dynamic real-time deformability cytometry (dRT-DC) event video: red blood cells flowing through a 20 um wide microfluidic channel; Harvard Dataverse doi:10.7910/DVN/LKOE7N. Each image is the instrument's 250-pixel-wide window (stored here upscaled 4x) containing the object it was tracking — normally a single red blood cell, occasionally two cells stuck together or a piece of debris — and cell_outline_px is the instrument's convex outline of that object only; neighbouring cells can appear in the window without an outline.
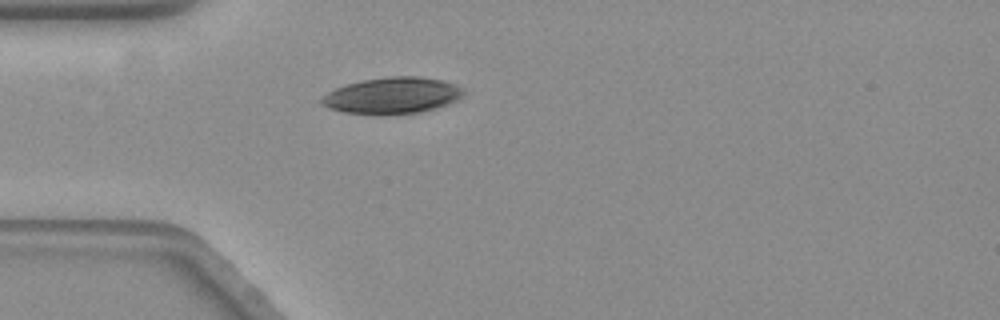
{"species": "common noctule bat (a hibernating species)", "species_latin": "Nyctalus noctula", "temperature_condition": "warm", "stored_images_in_passage": 31, "camera_frame_rate_fps": 3000, "um_per_image_px": 0.085, "animal": {"sex": "female", "body_mass_g": 19.3, "forearm_length_mm": 54.1}, "frame": {"image": 1, "passage_image": 1, "time_ms": 0.0, "image_size_px": [1000, 320], "cell_outline_px": [[464, 92], [456, 100], [448, 104], [436, 108], [416, 112], [344, 112], [328, 108], [320, 104], [320, 100], [328, 92], [336, 88], [360, 80], [388, 76], [420, 76], [444, 80], [464, 88]], "centroid_in_image_um": [33.36, 8.07], "position_along_channel_um": 51.6, "area_um2": 29.3}}
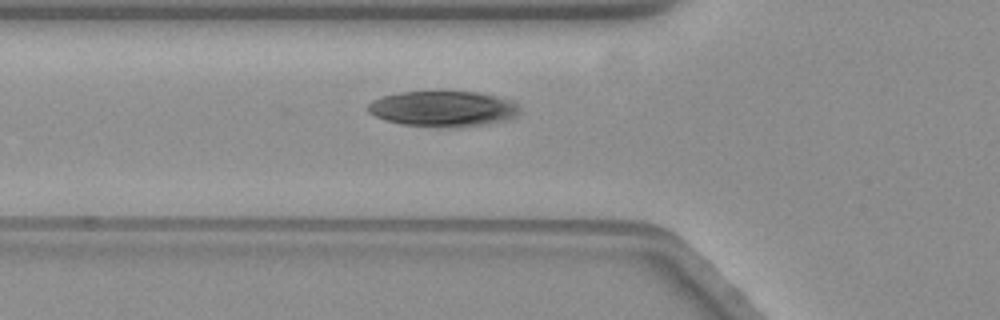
{"frame": {"image": 2, "passage_image": 5, "time_ms": 1.333, "image_size_px": [1000, 320], "cell_outline_px": [[520, 112], [504, 120], [456, 128], [440, 128], [400, 124], [376, 116], [368, 112], [368, 104], [372, 100], [396, 92], [480, 92], [512, 100], [520, 108]], "centroid_in_image_um": [37.64, 9.25], "position_along_channel_um": 88.2, "area_um2": 31.39}}
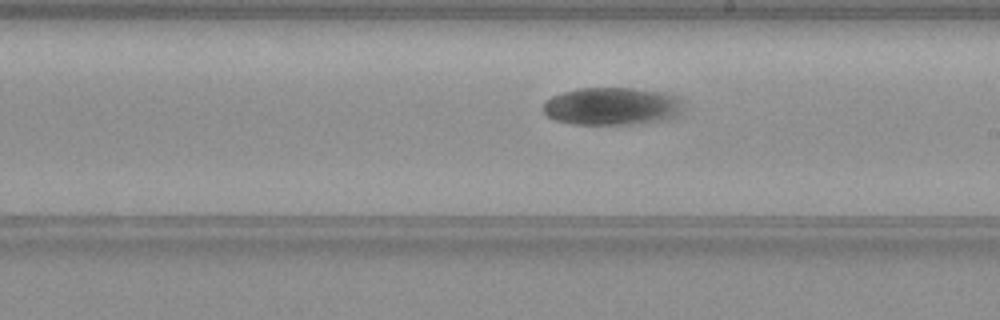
{"frame": {"image": 3, "passage_image": 18, "time_ms": 5.667, "image_size_px": [1000, 320], "cell_outline_px": [[680, 108], [672, 116], [656, 120], [628, 124], [572, 124], [556, 120], [548, 116], [544, 112], [544, 104], [552, 96], [564, 92], [580, 88], [632, 88], [668, 92], [680, 96]], "centroid_in_image_um": [51.97, 9.0], "position_along_channel_um": 237.0, "area_um2": 30.23}}